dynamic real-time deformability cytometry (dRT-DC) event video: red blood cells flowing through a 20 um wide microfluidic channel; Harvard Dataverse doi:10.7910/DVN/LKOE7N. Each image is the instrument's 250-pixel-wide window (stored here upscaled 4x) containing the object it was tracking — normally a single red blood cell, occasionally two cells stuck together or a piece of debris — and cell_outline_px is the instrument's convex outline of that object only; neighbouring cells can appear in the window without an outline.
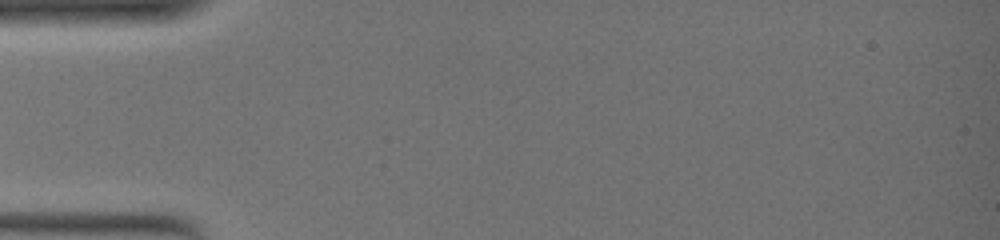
{"species": "common noctule bat (a hibernating species)", "species_latin": "Nyctalus noctula", "temperature_condition": "warm", "stored_images_in_passage": 1, "camera_frame_rate_fps": 3000, "um_per_image_px": 0.085, "animal": {"sex": "female", "body_mass_g": 19.0, "forearm_length_mm": 51.5}, "frame": {"image": 1, "passage_image": 1, "time_ms": 0.0, "image_size_px": [1000, 240], "cell_outline_px": [[732, 196], [724, 204], [692, 184], [684, 176], [688, 160], [692, 148], [732, 168]], "centroid_in_image_um": [60.33, 14.95], "position_along_channel_um": 24.7, "area_um2": 11.85}}